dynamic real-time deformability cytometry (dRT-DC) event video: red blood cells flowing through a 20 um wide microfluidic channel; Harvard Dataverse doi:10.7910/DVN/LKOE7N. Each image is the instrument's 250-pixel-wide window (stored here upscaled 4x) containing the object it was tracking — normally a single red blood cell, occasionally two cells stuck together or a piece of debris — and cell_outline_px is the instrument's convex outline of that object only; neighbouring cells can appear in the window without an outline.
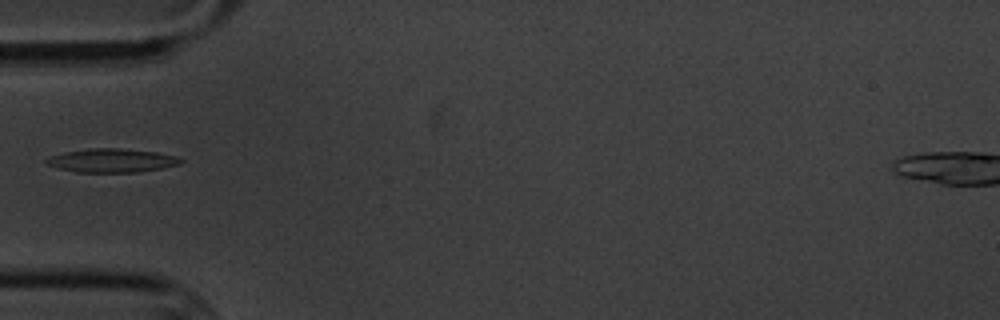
{"species": "common noctule bat (a hibernating species)", "species_latin": "Nyctalus noctula", "temperature_condition": "cold", "stored_images_in_passage": 1, "camera_frame_rate_fps": 3000, "um_per_image_px": 0.085, "animal": {"sex": "male", "body_mass_g": 20.1, "forearm_length_mm": 53.5}, "frame": {"image": 1, "passage_image": 1, "time_ms": 0.0, "image_size_px": [1000, 320], "cell_outline_px": [[184, 160], [180, 164], [160, 168], [136, 172], [76, 172], [60, 168], [48, 164], [44, 160], [52, 156], [64, 152], [88, 148], [120, 148], [156, 152], [172, 156]], "centroid_in_image_um": [9.48, 13.64], "position_along_channel_um": 75.5, "area_um2": 18.21}}